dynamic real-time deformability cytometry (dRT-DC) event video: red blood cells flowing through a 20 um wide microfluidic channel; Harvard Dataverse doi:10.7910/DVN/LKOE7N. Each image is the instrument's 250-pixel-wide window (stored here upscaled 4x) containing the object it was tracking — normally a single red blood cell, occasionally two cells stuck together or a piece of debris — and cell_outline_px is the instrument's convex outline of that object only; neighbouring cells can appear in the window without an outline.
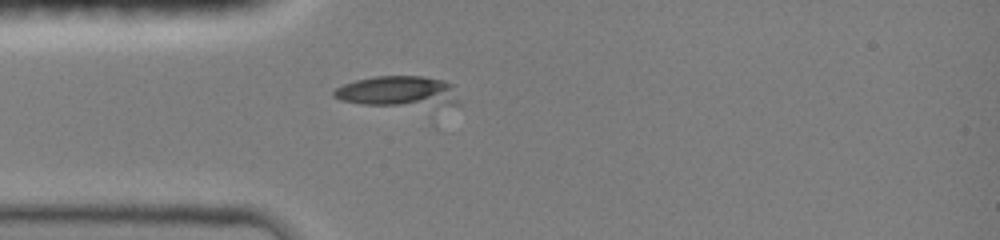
{"species": "common noctule bat (a hibernating species)", "species_latin": "Nyctalus noctula", "temperature_condition": "room temperature", "stored_images_in_passage": 44, "segment_of_instrument_passage": [1, 2], "camera_frame_rate_fps": 3000, "um_per_image_px": 0.085, "animal": {"sex": "female", "body_mass_g": 19.0, "forearm_length_mm": 51.5}, "frame": {"image": 1, "passage_image": 7, "time_ms": 2.0, "image_size_px": [1000, 240], "cell_outline_px": [[460, 104], [364, 104], [340, 100], [332, 96], [332, 92], [336, 88], [344, 84], [356, 80], [376, 76], [424, 76], [440, 80], [452, 84]], "centroid_in_image_um": [33.78, 7.74], "position_along_channel_um": 51.2, "area_um2": 21.62}}